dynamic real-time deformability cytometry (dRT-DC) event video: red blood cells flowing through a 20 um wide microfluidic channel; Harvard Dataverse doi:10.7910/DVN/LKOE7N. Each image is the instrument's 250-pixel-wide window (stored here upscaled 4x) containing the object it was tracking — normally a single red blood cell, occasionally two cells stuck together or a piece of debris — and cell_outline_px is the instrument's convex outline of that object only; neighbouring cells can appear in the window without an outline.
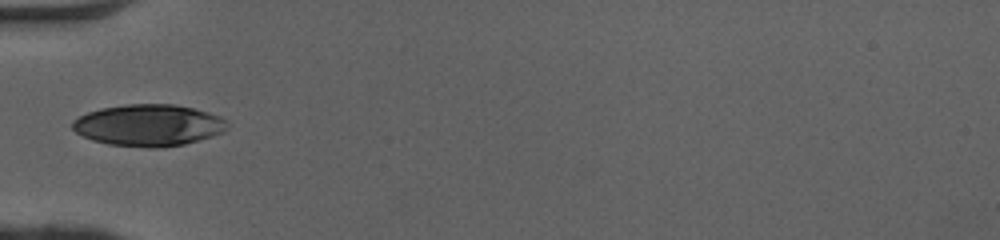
{"species": "human", "species_latin": "Homo sapiens", "temperature_condition": "cold", "stored_images_in_passage": 6, "camera_frame_rate_fps": 3000, "um_per_image_px": 0.085, "donor": {"sex": "female"}, "frame": {"image": 1, "passage_image": 1, "time_ms": 0.0, "image_size_px": [1000, 240], "cell_outline_px": [[224, 132], [212, 136], [184, 144], [156, 148], [108, 144], [92, 140], [76, 132], [72, 128], [72, 120], [88, 112], [100, 108], [128, 104], [176, 104], [208, 112], [220, 116], [224, 120]], "centroid_in_image_um": [12.59, 10.64], "position_along_channel_um": 72.4, "area_um2": 37.28}}
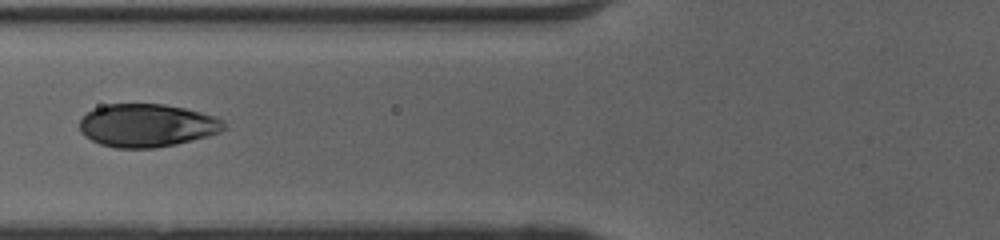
{"frame": {"image": 2, "passage_image": 4, "time_ms": 1.0, "image_size_px": [1000, 240], "cell_outline_px": [[224, 128], [220, 132], [208, 136], [176, 144], [156, 148], [116, 148], [100, 144], [84, 136], [80, 132], [80, 120], [88, 112], [96, 108], [108, 104], [164, 104], [184, 108], [200, 112], [224, 120]], "centroid_in_image_um": [12.48, 10.67], "position_along_channel_um": 113.3, "area_um2": 36.07}}